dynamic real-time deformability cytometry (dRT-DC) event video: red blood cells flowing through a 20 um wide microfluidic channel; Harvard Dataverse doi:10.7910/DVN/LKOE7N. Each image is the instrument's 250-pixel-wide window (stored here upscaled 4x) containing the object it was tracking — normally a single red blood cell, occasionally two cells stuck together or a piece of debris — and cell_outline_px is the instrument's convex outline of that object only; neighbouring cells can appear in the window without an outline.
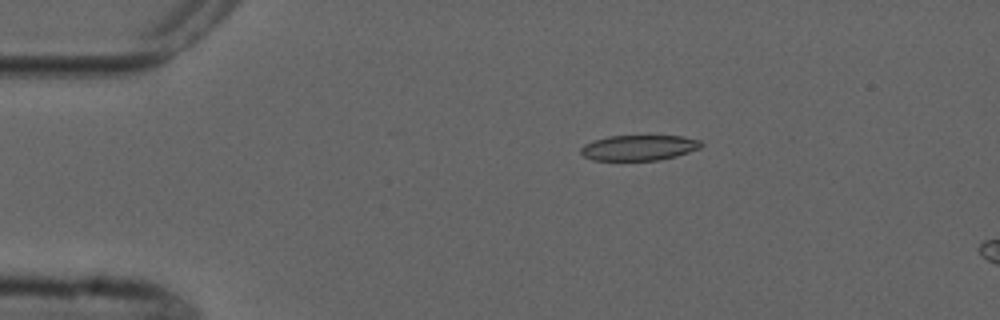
{"species": "common noctule bat (a hibernating species)", "species_latin": "Nyctalus noctula", "temperature_condition": "cold", "stored_images_in_passage": 2, "camera_frame_rate_fps": 3000, "um_per_image_px": 0.085, "animal": {"sex": "male", "forearm_length_mm": 52.5}, "frame": {"image": 1, "passage_image": 1, "time_ms": 0.0, "image_size_px": [1000, 320], "cell_outline_px": [[704, 144], [700, 148], [676, 156], [656, 160], [592, 160], [584, 156], [580, 152], [580, 148], [584, 144], [592, 140], [608, 136], [684, 136], [700, 140]], "centroid_in_image_um": [54.29, 12.55], "position_along_channel_um": 30.7, "area_um2": 17.86}}